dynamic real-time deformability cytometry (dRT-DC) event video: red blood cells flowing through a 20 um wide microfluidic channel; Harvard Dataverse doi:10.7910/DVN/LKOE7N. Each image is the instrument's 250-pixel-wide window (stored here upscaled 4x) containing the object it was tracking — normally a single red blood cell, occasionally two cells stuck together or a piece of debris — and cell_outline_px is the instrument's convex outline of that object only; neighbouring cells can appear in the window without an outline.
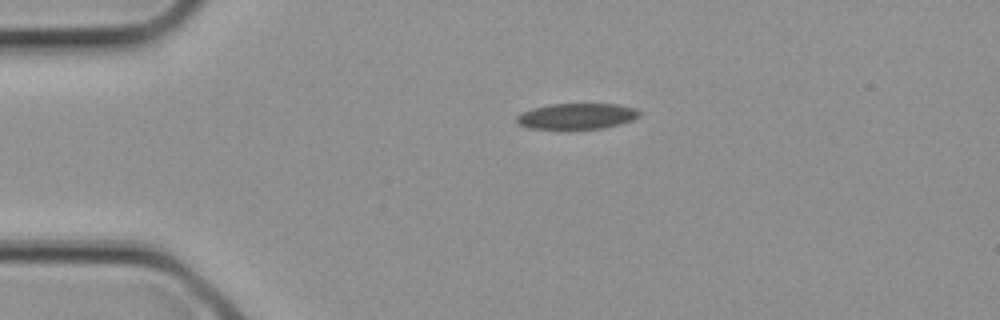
{"species": "common noctule bat (a hibernating species)", "species_latin": "Nyctalus noctula", "temperature_condition": "cold", "stored_images_in_passage": 1, "camera_frame_rate_fps": 3000, "um_per_image_px": 0.085, "animal": {"sex": "female", "body_mass_g": 21.9}, "frame": {"image": 1, "passage_image": 1, "time_ms": 0.0, "image_size_px": [1000, 320], "cell_outline_px": [[640, 116], [632, 120], [620, 124], [604, 128], [528, 128], [516, 124], [516, 116], [520, 112], [532, 108], [548, 104], [616, 104], [636, 108], [640, 112]], "centroid_in_image_um": [49.0, 9.86], "position_along_channel_um": 36.0, "area_um2": 18.5}}